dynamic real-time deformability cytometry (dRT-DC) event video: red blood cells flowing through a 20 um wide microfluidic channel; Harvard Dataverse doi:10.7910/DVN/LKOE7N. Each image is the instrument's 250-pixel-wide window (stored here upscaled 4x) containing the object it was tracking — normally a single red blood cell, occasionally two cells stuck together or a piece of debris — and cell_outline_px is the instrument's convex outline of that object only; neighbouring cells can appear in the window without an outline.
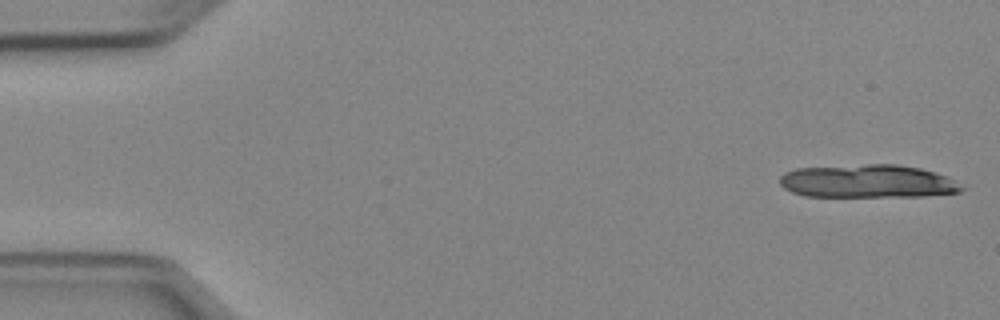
{"species": "Egyptian fruit bat (a non-hibernating species)", "species_latin": "Rousettus aegyptiacus", "temperature_condition": "cold", "stored_images_in_passage": 12, "camera_frame_rate_fps": 3000, "um_per_image_px": 0.085, "animal": {"sex": "female"}, "frame": {"image": 1, "passage_image": 1, "time_ms": 0.0, "image_size_px": [1000, 320], "cell_outline_px": [[968, 188], [960, 192], [924, 196], [804, 196], [792, 192], [784, 188], [780, 184], [780, 176], [784, 172], [796, 168], [868, 164], [900, 164], [920, 168], [936, 172], [948, 176], [968, 184]], "centroid_in_image_um": [73.87, 15.4], "position_along_channel_um": 11.1, "area_um2": 35.78}}